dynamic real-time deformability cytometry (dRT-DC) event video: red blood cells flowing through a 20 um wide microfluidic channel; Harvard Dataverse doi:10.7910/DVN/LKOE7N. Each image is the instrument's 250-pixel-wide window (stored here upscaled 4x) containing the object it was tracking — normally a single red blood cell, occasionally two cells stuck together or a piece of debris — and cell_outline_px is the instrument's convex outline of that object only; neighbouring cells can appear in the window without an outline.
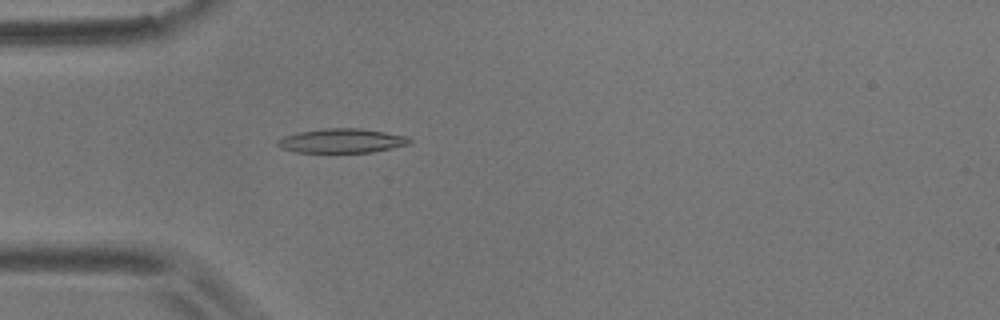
{"species": "common noctule bat (a hibernating species)", "species_latin": "Nyctalus noctula", "temperature_condition": "room temperature", "stored_images_in_passage": 5, "camera_frame_rate_fps": 3000, "um_per_image_px": 0.085, "animal": {"sex": "male", "body_mass_g": 17.9}, "frame": {"image": 1, "passage_image": 5, "time_ms": 1.333, "image_size_px": [1000, 320], "cell_outline_px": [[412, 140], [408, 144], [392, 148], [372, 152], [296, 152], [280, 148], [276, 144], [276, 140], [284, 136], [296, 132], [328, 128], [360, 128], [408, 136]], "centroid_in_image_um": [29.02, 11.96], "position_along_channel_um": 56.0, "area_um2": 18.67}}